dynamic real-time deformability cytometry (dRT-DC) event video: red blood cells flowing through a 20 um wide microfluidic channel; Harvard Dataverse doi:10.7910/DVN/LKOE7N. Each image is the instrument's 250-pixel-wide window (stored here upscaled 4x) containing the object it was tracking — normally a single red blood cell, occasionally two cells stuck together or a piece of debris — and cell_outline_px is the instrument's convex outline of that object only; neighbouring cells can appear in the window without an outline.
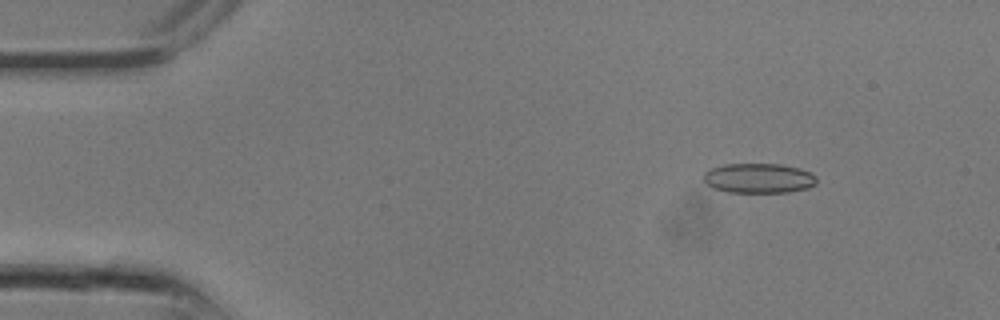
{"species": "common noctule bat (a hibernating species)", "species_latin": "Nyctalus noctula", "temperature_condition": "room temperature", "stored_images_in_passage": 7, "camera_frame_rate_fps": 3000, "um_per_image_px": 0.085, "animal": {"sex": "male", "body_mass_g": 13.3}, "frame": {"image": 1, "passage_image": 4, "time_ms": 1.0, "image_size_px": [1000, 320], "cell_outline_px": [[816, 184], [808, 188], [788, 192], [728, 192], [712, 188], [704, 180], [704, 172], [712, 168], [724, 164], [780, 164], [800, 168], [812, 172], [816, 176]], "centroid_in_image_um": [64.52, 15.14], "position_along_channel_um": 20.5, "area_um2": 19.71}}